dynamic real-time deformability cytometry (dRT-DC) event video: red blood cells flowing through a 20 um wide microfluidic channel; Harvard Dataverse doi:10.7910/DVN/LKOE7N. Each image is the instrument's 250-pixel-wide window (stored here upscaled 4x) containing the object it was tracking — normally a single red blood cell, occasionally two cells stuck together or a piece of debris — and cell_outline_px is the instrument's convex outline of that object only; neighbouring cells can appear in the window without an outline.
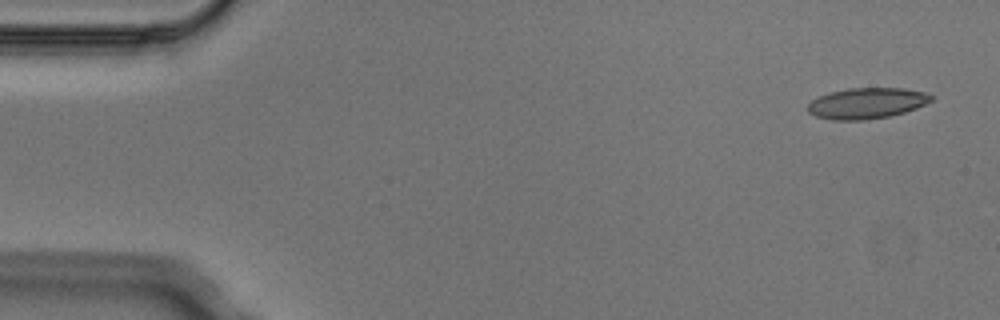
{"species": "Egyptian fruit bat (a non-hibernating species)", "species_latin": "Rousettus aegyptiacus", "temperature_condition": "cold", "stored_images_in_passage": 4, "camera_frame_rate_fps": 3000, "um_per_image_px": 0.085, "animal": {"sex": "male"}, "frame": {"image": 1, "passage_image": 1, "time_ms": 0.0, "image_size_px": [1000, 320], "cell_outline_px": [[932, 100], [916, 108], [904, 112], [888, 116], [860, 120], [832, 120], [816, 116], [808, 112], [808, 104], [812, 100], [828, 92], [848, 88], [904, 88], [924, 92], [932, 96]], "centroid_in_image_um": [73.65, 8.77], "position_along_channel_um": 11.4, "area_um2": 22.02}}
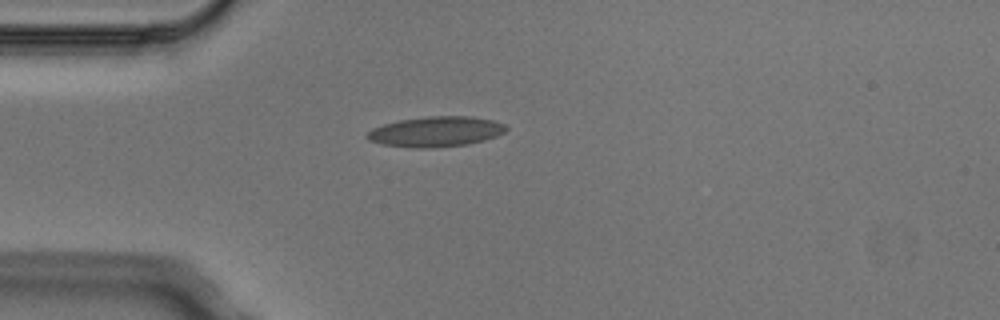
{"frame": {"image": 2, "passage_image": 4, "time_ms": 1.0, "image_size_px": [1000, 320], "cell_outline_px": [[508, 128], [504, 132], [496, 136], [484, 140], [468, 144], [432, 148], [412, 148], [384, 144], [368, 140], [364, 136], [372, 128], [384, 124], [400, 120], [428, 116], [472, 116], [492, 120], [504, 124]], "centroid_in_image_um": [37.04, 11.19], "position_along_channel_um": 48.0, "area_um2": 24.51}}